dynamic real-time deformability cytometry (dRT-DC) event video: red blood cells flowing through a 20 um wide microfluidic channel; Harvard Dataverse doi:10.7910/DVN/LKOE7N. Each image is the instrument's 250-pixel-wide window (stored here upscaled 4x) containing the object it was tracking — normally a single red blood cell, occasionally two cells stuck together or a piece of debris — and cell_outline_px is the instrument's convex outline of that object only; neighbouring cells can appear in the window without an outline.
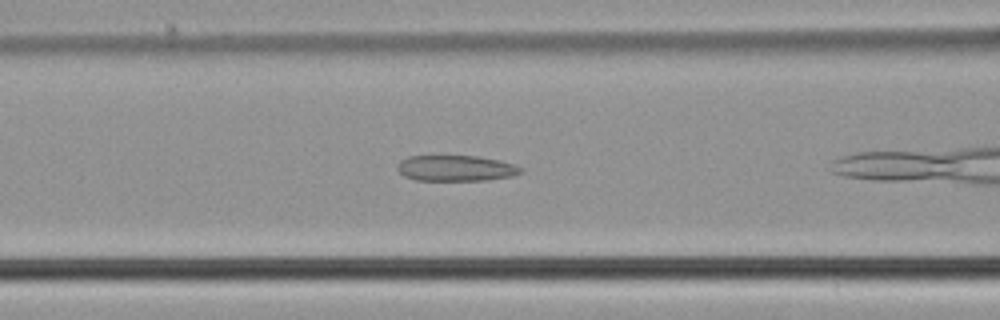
{"species": "common noctule bat (a hibernating species)", "species_latin": "Nyctalus noctula", "temperature_condition": "cold", "stored_images_in_passage": 15, "camera_frame_rate_fps": 3000, "um_per_image_px": 0.085, "animal": {"sex": "male", "body_mass_g": 21.5, "forearm_length_mm": 52.0}, "frame": {"image": 1, "passage_image": 7, "time_ms": 2.0, "image_size_px": [1000, 320], "cell_outline_px": [[524, 172], [512, 176], [488, 180], [416, 180], [404, 176], [396, 168], [400, 160], [408, 156], [476, 156], [500, 160], [524, 168]], "centroid_in_image_um": [38.76, 14.3], "position_along_channel_um": 127.8, "area_um2": 18.61}}
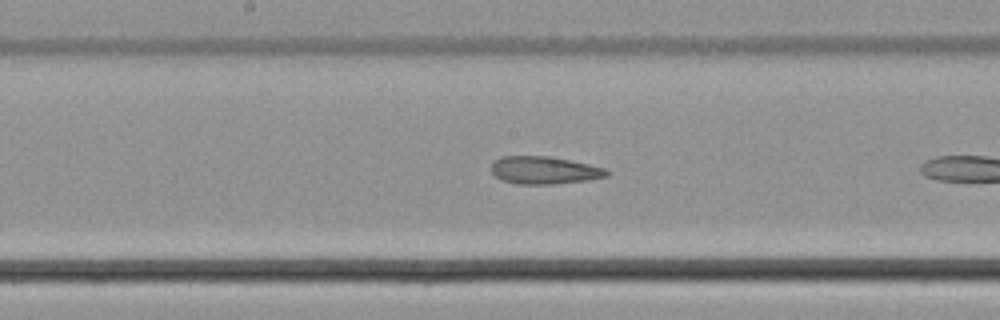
{"frame": {"image": 2, "passage_image": 13, "time_ms": 4.0, "image_size_px": [1000, 320], "cell_outline_px": [[612, 172], [608, 176], [588, 180], [556, 184], [516, 184], [500, 180], [492, 172], [492, 160], [500, 156], [548, 156], [588, 164], [604, 168]], "centroid_in_image_um": [46.24, 14.47], "position_along_channel_um": 202.0, "area_um2": 18.73}}